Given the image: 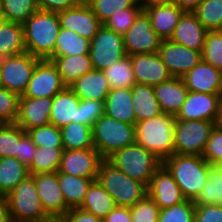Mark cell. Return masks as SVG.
<instances>
[{
	"label": "cell",
	"mask_w": 222,
	"mask_h": 222,
	"mask_svg": "<svg viewBox=\"0 0 222 222\" xmlns=\"http://www.w3.org/2000/svg\"><path fill=\"white\" fill-rule=\"evenodd\" d=\"M90 40L79 34L60 28L55 51L52 56H70L78 54H89Z\"/></svg>",
	"instance_id": "obj_35"
},
{
	"label": "cell",
	"mask_w": 222,
	"mask_h": 222,
	"mask_svg": "<svg viewBox=\"0 0 222 222\" xmlns=\"http://www.w3.org/2000/svg\"><path fill=\"white\" fill-rule=\"evenodd\" d=\"M115 207L113 197L95 180L89 187L80 208L104 219Z\"/></svg>",
	"instance_id": "obj_31"
},
{
	"label": "cell",
	"mask_w": 222,
	"mask_h": 222,
	"mask_svg": "<svg viewBox=\"0 0 222 222\" xmlns=\"http://www.w3.org/2000/svg\"><path fill=\"white\" fill-rule=\"evenodd\" d=\"M162 39L154 31L147 13L142 10L123 35L126 55L158 53Z\"/></svg>",
	"instance_id": "obj_11"
},
{
	"label": "cell",
	"mask_w": 222,
	"mask_h": 222,
	"mask_svg": "<svg viewBox=\"0 0 222 222\" xmlns=\"http://www.w3.org/2000/svg\"><path fill=\"white\" fill-rule=\"evenodd\" d=\"M131 222H158L160 208L147 194L143 199L130 207Z\"/></svg>",
	"instance_id": "obj_47"
},
{
	"label": "cell",
	"mask_w": 222,
	"mask_h": 222,
	"mask_svg": "<svg viewBox=\"0 0 222 222\" xmlns=\"http://www.w3.org/2000/svg\"><path fill=\"white\" fill-rule=\"evenodd\" d=\"M35 151L36 145L33 143L31 137L26 133L21 138L18 153L15 158L28 167L33 161Z\"/></svg>",
	"instance_id": "obj_52"
},
{
	"label": "cell",
	"mask_w": 222,
	"mask_h": 222,
	"mask_svg": "<svg viewBox=\"0 0 222 222\" xmlns=\"http://www.w3.org/2000/svg\"><path fill=\"white\" fill-rule=\"evenodd\" d=\"M58 222H103V219L82 208L69 209Z\"/></svg>",
	"instance_id": "obj_53"
},
{
	"label": "cell",
	"mask_w": 222,
	"mask_h": 222,
	"mask_svg": "<svg viewBox=\"0 0 222 222\" xmlns=\"http://www.w3.org/2000/svg\"><path fill=\"white\" fill-rule=\"evenodd\" d=\"M181 78L188 91L222 94V70L203 60Z\"/></svg>",
	"instance_id": "obj_20"
},
{
	"label": "cell",
	"mask_w": 222,
	"mask_h": 222,
	"mask_svg": "<svg viewBox=\"0 0 222 222\" xmlns=\"http://www.w3.org/2000/svg\"><path fill=\"white\" fill-rule=\"evenodd\" d=\"M13 222H54L45 212L30 175L6 195Z\"/></svg>",
	"instance_id": "obj_6"
},
{
	"label": "cell",
	"mask_w": 222,
	"mask_h": 222,
	"mask_svg": "<svg viewBox=\"0 0 222 222\" xmlns=\"http://www.w3.org/2000/svg\"><path fill=\"white\" fill-rule=\"evenodd\" d=\"M80 100H96L104 102L111 90L104 71L92 69L78 78L69 87Z\"/></svg>",
	"instance_id": "obj_24"
},
{
	"label": "cell",
	"mask_w": 222,
	"mask_h": 222,
	"mask_svg": "<svg viewBox=\"0 0 222 222\" xmlns=\"http://www.w3.org/2000/svg\"><path fill=\"white\" fill-rule=\"evenodd\" d=\"M48 60L56 66L66 87H70L78 78L93 69L90 54L51 56Z\"/></svg>",
	"instance_id": "obj_28"
},
{
	"label": "cell",
	"mask_w": 222,
	"mask_h": 222,
	"mask_svg": "<svg viewBox=\"0 0 222 222\" xmlns=\"http://www.w3.org/2000/svg\"><path fill=\"white\" fill-rule=\"evenodd\" d=\"M142 10V6L137 2L133 7L119 10L113 14L103 25L123 36L134 24L136 17Z\"/></svg>",
	"instance_id": "obj_41"
},
{
	"label": "cell",
	"mask_w": 222,
	"mask_h": 222,
	"mask_svg": "<svg viewBox=\"0 0 222 222\" xmlns=\"http://www.w3.org/2000/svg\"><path fill=\"white\" fill-rule=\"evenodd\" d=\"M193 13L207 31L222 30V0H203Z\"/></svg>",
	"instance_id": "obj_39"
},
{
	"label": "cell",
	"mask_w": 222,
	"mask_h": 222,
	"mask_svg": "<svg viewBox=\"0 0 222 222\" xmlns=\"http://www.w3.org/2000/svg\"><path fill=\"white\" fill-rule=\"evenodd\" d=\"M105 114L116 120L136 124L132 88H113L104 101Z\"/></svg>",
	"instance_id": "obj_27"
},
{
	"label": "cell",
	"mask_w": 222,
	"mask_h": 222,
	"mask_svg": "<svg viewBox=\"0 0 222 222\" xmlns=\"http://www.w3.org/2000/svg\"><path fill=\"white\" fill-rule=\"evenodd\" d=\"M194 222H222V206L217 204L195 205Z\"/></svg>",
	"instance_id": "obj_51"
},
{
	"label": "cell",
	"mask_w": 222,
	"mask_h": 222,
	"mask_svg": "<svg viewBox=\"0 0 222 222\" xmlns=\"http://www.w3.org/2000/svg\"><path fill=\"white\" fill-rule=\"evenodd\" d=\"M107 160L147 187L156 170L162 165V161L154 153L137 143L116 150Z\"/></svg>",
	"instance_id": "obj_5"
},
{
	"label": "cell",
	"mask_w": 222,
	"mask_h": 222,
	"mask_svg": "<svg viewBox=\"0 0 222 222\" xmlns=\"http://www.w3.org/2000/svg\"><path fill=\"white\" fill-rule=\"evenodd\" d=\"M113 197L116 206L133 207L147 194V186L117 169L107 159L99 167L97 179Z\"/></svg>",
	"instance_id": "obj_4"
},
{
	"label": "cell",
	"mask_w": 222,
	"mask_h": 222,
	"mask_svg": "<svg viewBox=\"0 0 222 222\" xmlns=\"http://www.w3.org/2000/svg\"><path fill=\"white\" fill-rule=\"evenodd\" d=\"M144 11L149 16L154 31L162 40H169L172 37L176 25L185 13L176 4L153 6Z\"/></svg>",
	"instance_id": "obj_26"
},
{
	"label": "cell",
	"mask_w": 222,
	"mask_h": 222,
	"mask_svg": "<svg viewBox=\"0 0 222 222\" xmlns=\"http://www.w3.org/2000/svg\"><path fill=\"white\" fill-rule=\"evenodd\" d=\"M78 4H88L91 0H75Z\"/></svg>",
	"instance_id": "obj_63"
},
{
	"label": "cell",
	"mask_w": 222,
	"mask_h": 222,
	"mask_svg": "<svg viewBox=\"0 0 222 222\" xmlns=\"http://www.w3.org/2000/svg\"><path fill=\"white\" fill-rule=\"evenodd\" d=\"M39 10L58 13L78 5L75 0H36Z\"/></svg>",
	"instance_id": "obj_54"
},
{
	"label": "cell",
	"mask_w": 222,
	"mask_h": 222,
	"mask_svg": "<svg viewBox=\"0 0 222 222\" xmlns=\"http://www.w3.org/2000/svg\"><path fill=\"white\" fill-rule=\"evenodd\" d=\"M94 148L107 159L116 150L136 143L135 125L116 120L106 114L92 127Z\"/></svg>",
	"instance_id": "obj_7"
},
{
	"label": "cell",
	"mask_w": 222,
	"mask_h": 222,
	"mask_svg": "<svg viewBox=\"0 0 222 222\" xmlns=\"http://www.w3.org/2000/svg\"><path fill=\"white\" fill-rule=\"evenodd\" d=\"M0 7L6 21L21 24L38 10L36 0H0Z\"/></svg>",
	"instance_id": "obj_38"
},
{
	"label": "cell",
	"mask_w": 222,
	"mask_h": 222,
	"mask_svg": "<svg viewBox=\"0 0 222 222\" xmlns=\"http://www.w3.org/2000/svg\"><path fill=\"white\" fill-rule=\"evenodd\" d=\"M103 71L111 89L132 88L136 84L129 55H125L123 58Z\"/></svg>",
	"instance_id": "obj_37"
},
{
	"label": "cell",
	"mask_w": 222,
	"mask_h": 222,
	"mask_svg": "<svg viewBox=\"0 0 222 222\" xmlns=\"http://www.w3.org/2000/svg\"><path fill=\"white\" fill-rule=\"evenodd\" d=\"M175 123V116L167 113L136 122V143L163 161L174 154Z\"/></svg>",
	"instance_id": "obj_3"
},
{
	"label": "cell",
	"mask_w": 222,
	"mask_h": 222,
	"mask_svg": "<svg viewBox=\"0 0 222 222\" xmlns=\"http://www.w3.org/2000/svg\"><path fill=\"white\" fill-rule=\"evenodd\" d=\"M2 58H0V86H2Z\"/></svg>",
	"instance_id": "obj_62"
},
{
	"label": "cell",
	"mask_w": 222,
	"mask_h": 222,
	"mask_svg": "<svg viewBox=\"0 0 222 222\" xmlns=\"http://www.w3.org/2000/svg\"><path fill=\"white\" fill-rule=\"evenodd\" d=\"M202 157L212 166L222 160V128L215 125L211 130Z\"/></svg>",
	"instance_id": "obj_50"
},
{
	"label": "cell",
	"mask_w": 222,
	"mask_h": 222,
	"mask_svg": "<svg viewBox=\"0 0 222 222\" xmlns=\"http://www.w3.org/2000/svg\"><path fill=\"white\" fill-rule=\"evenodd\" d=\"M153 89L162 112L173 116L177 115L189 92L181 77H172Z\"/></svg>",
	"instance_id": "obj_23"
},
{
	"label": "cell",
	"mask_w": 222,
	"mask_h": 222,
	"mask_svg": "<svg viewBox=\"0 0 222 222\" xmlns=\"http://www.w3.org/2000/svg\"><path fill=\"white\" fill-rule=\"evenodd\" d=\"M19 97L17 93L0 86V124L16 122Z\"/></svg>",
	"instance_id": "obj_48"
},
{
	"label": "cell",
	"mask_w": 222,
	"mask_h": 222,
	"mask_svg": "<svg viewBox=\"0 0 222 222\" xmlns=\"http://www.w3.org/2000/svg\"><path fill=\"white\" fill-rule=\"evenodd\" d=\"M34 178L37 193L45 212L58 221L66 213V203L59 187L57 173H39Z\"/></svg>",
	"instance_id": "obj_16"
},
{
	"label": "cell",
	"mask_w": 222,
	"mask_h": 222,
	"mask_svg": "<svg viewBox=\"0 0 222 222\" xmlns=\"http://www.w3.org/2000/svg\"><path fill=\"white\" fill-rule=\"evenodd\" d=\"M105 114L104 102L96 100H80L78 123L93 127L95 121Z\"/></svg>",
	"instance_id": "obj_49"
},
{
	"label": "cell",
	"mask_w": 222,
	"mask_h": 222,
	"mask_svg": "<svg viewBox=\"0 0 222 222\" xmlns=\"http://www.w3.org/2000/svg\"><path fill=\"white\" fill-rule=\"evenodd\" d=\"M214 170L222 176V160L214 165Z\"/></svg>",
	"instance_id": "obj_60"
},
{
	"label": "cell",
	"mask_w": 222,
	"mask_h": 222,
	"mask_svg": "<svg viewBox=\"0 0 222 222\" xmlns=\"http://www.w3.org/2000/svg\"><path fill=\"white\" fill-rule=\"evenodd\" d=\"M181 189L186 200L195 201L212 173L210 165L200 155L173 154L162 161Z\"/></svg>",
	"instance_id": "obj_1"
},
{
	"label": "cell",
	"mask_w": 222,
	"mask_h": 222,
	"mask_svg": "<svg viewBox=\"0 0 222 222\" xmlns=\"http://www.w3.org/2000/svg\"><path fill=\"white\" fill-rule=\"evenodd\" d=\"M222 94L189 91L176 120H209L216 123Z\"/></svg>",
	"instance_id": "obj_15"
},
{
	"label": "cell",
	"mask_w": 222,
	"mask_h": 222,
	"mask_svg": "<svg viewBox=\"0 0 222 222\" xmlns=\"http://www.w3.org/2000/svg\"><path fill=\"white\" fill-rule=\"evenodd\" d=\"M195 205L217 204L222 206V176L214 169L202 187Z\"/></svg>",
	"instance_id": "obj_44"
},
{
	"label": "cell",
	"mask_w": 222,
	"mask_h": 222,
	"mask_svg": "<svg viewBox=\"0 0 222 222\" xmlns=\"http://www.w3.org/2000/svg\"><path fill=\"white\" fill-rule=\"evenodd\" d=\"M6 22V18L2 15V13H0V28L2 27V25Z\"/></svg>",
	"instance_id": "obj_61"
},
{
	"label": "cell",
	"mask_w": 222,
	"mask_h": 222,
	"mask_svg": "<svg viewBox=\"0 0 222 222\" xmlns=\"http://www.w3.org/2000/svg\"><path fill=\"white\" fill-rule=\"evenodd\" d=\"M130 60L138 84L154 87L173 77L158 53L130 55Z\"/></svg>",
	"instance_id": "obj_18"
},
{
	"label": "cell",
	"mask_w": 222,
	"mask_h": 222,
	"mask_svg": "<svg viewBox=\"0 0 222 222\" xmlns=\"http://www.w3.org/2000/svg\"><path fill=\"white\" fill-rule=\"evenodd\" d=\"M104 158L95 148L64 150L58 171L83 178H97Z\"/></svg>",
	"instance_id": "obj_14"
},
{
	"label": "cell",
	"mask_w": 222,
	"mask_h": 222,
	"mask_svg": "<svg viewBox=\"0 0 222 222\" xmlns=\"http://www.w3.org/2000/svg\"><path fill=\"white\" fill-rule=\"evenodd\" d=\"M23 27L26 52L41 60L49 59L54 54L61 28L58 14L38 9L23 23Z\"/></svg>",
	"instance_id": "obj_2"
},
{
	"label": "cell",
	"mask_w": 222,
	"mask_h": 222,
	"mask_svg": "<svg viewBox=\"0 0 222 222\" xmlns=\"http://www.w3.org/2000/svg\"><path fill=\"white\" fill-rule=\"evenodd\" d=\"M27 134L36 147L64 148L61 130L52 124L32 128Z\"/></svg>",
	"instance_id": "obj_42"
},
{
	"label": "cell",
	"mask_w": 222,
	"mask_h": 222,
	"mask_svg": "<svg viewBox=\"0 0 222 222\" xmlns=\"http://www.w3.org/2000/svg\"><path fill=\"white\" fill-rule=\"evenodd\" d=\"M103 222H131L130 207L116 206Z\"/></svg>",
	"instance_id": "obj_55"
},
{
	"label": "cell",
	"mask_w": 222,
	"mask_h": 222,
	"mask_svg": "<svg viewBox=\"0 0 222 222\" xmlns=\"http://www.w3.org/2000/svg\"><path fill=\"white\" fill-rule=\"evenodd\" d=\"M57 173L59 187L66 203V212L69 209L80 208L89 187L97 178H83L67 173Z\"/></svg>",
	"instance_id": "obj_29"
},
{
	"label": "cell",
	"mask_w": 222,
	"mask_h": 222,
	"mask_svg": "<svg viewBox=\"0 0 222 222\" xmlns=\"http://www.w3.org/2000/svg\"><path fill=\"white\" fill-rule=\"evenodd\" d=\"M64 148L36 147L35 156L28 166L29 175L57 172Z\"/></svg>",
	"instance_id": "obj_36"
},
{
	"label": "cell",
	"mask_w": 222,
	"mask_h": 222,
	"mask_svg": "<svg viewBox=\"0 0 222 222\" xmlns=\"http://www.w3.org/2000/svg\"><path fill=\"white\" fill-rule=\"evenodd\" d=\"M216 126L219 128H222V97L219 103V113H218V118L216 121Z\"/></svg>",
	"instance_id": "obj_59"
},
{
	"label": "cell",
	"mask_w": 222,
	"mask_h": 222,
	"mask_svg": "<svg viewBox=\"0 0 222 222\" xmlns=\"http://www.w3.org/2000/svg\"><path fill=\"white\" fill-rule=\"evenodd\" d=\"M158 55L173 77H183L202 60V52L162 40Z\"/></svg>",
	"instance_id": "obj_13"
},
{
	"label": "cell",
	"mask_w": 222,
	"mask_h": 222,
	"mask_svg": "<svg viewBox=\"0 0 222 222\" xmlns=\"http://www.w3.org/2000/svg\"><path fill=\"white\" fill-rule=\"evenodd\" d=\"M28 176V167L15 157L0 158V195L6 196Z\"/></svg>",
	"instance_id": "obj_33"
},
{
	"label": "cell",
	"mask_w": 222,
	"mask_h": 222,
	"mask_svg": "<svg viewBox=\"0 0 222 222\" xmlns=\"http://www.w3.org/2000/svg\"><path fill=\"white\" fill-rule=\"evenodd\" d=\"M215 125L209 120H176L174 153L202 156Z\"/></svg>",
	"instance_id": "obj_8"
},
{
	"label": "cell",
	"mask_w": 222,
	"mask_h": 222,
	"mask_svg": "<svg viewBox=\"0 0 222 222\" xmlns=\"http://www.w3.org/2000/svg\"><path fill=\"white\" fill-rule=\"evenodd\" d=\"M57 14L61 28L73 31L90 41L102 26L88 4H78Z\"/></svg>",
	"instance_id": "obj_17"
},
{
	"label": "cell",
	"mask_w": 222,
	"mask_h": 222,
	"mask_svg": "<svg viewBox=\"0 0 222 222\" xmlns=\"http://www.w3.org/2000/svg\"><path fill=\"white\" fill-rule=\"evenodd\" d=\"M0 222H13L5 195H0Z\"/></svg>",
	"instance_id": "obj_56"
},
{
	"label": "cell",
	"mask_w": 222,
	"mask_h": 222,
	"mask_svg": "<svg viewBox=\"0 0 222 222\" xmlns=\"http://www.w3.org/2000/svg\"><path fill=\"white\" fill-rule=\"evenodd\" d=\"M203 0H174L180 9L185 12H193Z\"/></svg>",
	"instance_id": "obj_57"
},
{
	"label": "cell",
	"mask_w": 222,
	"mask_h": 222,
	"mask_svg": "<svg viewBox=\"0 0 222 222\" xmlns=\"http://www.w3.org/2000/svg\"><path fill=\"white\" fill-rule=\"evenodd\" d=\"M26 133L16 123L0 124V158L16 157L21 138Z\"/></svg>",
	"instance_id": "obj_40"
},
{
	"label": "cell",
	"mask_w": 222,
	"mask_h": 222,
	"mask_svg": "<svg viewBox=\"0 0 222 222\" xmlns=\"http://www.w3.org/2000/svg\"><path fill=\"white\" fill-rule=\"evenodd\" d=\"M24 52L26 48L23 24L6 21L0 28V58Z\"/></svg>",
	"instance_id": "obj_32"
},
{
	"label": "cell",
	"mask_w": 222,
	"mask_h": 222,
	"mask_svg": "<svg viewBox=\"0 0 222 222\" xmlns=\"http://www.w3.org/2000/svg\"><path fill=\"white\" fill-rule=\"evenodd\" d=\"M52 98L19 97L16 124L24 131L50 124Z\"/></svg>",
	"instance_id": "obj_21"
},
{
	"label": "cell",
	"mask_w": 222,
	"mask_h": 222,
	"mask_svg": "<svg viewBox=\"0 0 222 222\" xmlns=\"http://www.w3.org/2000/svg\"><path fill=\"white\" fill-rule=\"evenodd\" d=\"M207 30L193 12H185L175 27L170 40L202 52Z\"/></svg>",
	"instance_id": "obj_22"
},
{
	"label": "cell",
	"mask_w": 222,
	"mask_h": 222,
	"mask_svg": "<svg viewBox=\"0 0 222 222\" xmlns=\"http://www.w3.org/2000/svg\"><path fill=\"white\" fill-rule=\"evenodd\" d=\"M65 88L66 86L53 62L43 59L36 64L27 88L20 97L53 98Z\"/></svg>",
	"instance_id": "obj_12"
},
{
	"label": "cell",
	"mask_w": 222,
	"mask_h": 222,
	"mask_svg": "<svg viewBox=\"0 0 222 222\" xmlns=\"http://www.w3.org/2000/svg\"><path fill=\"white\" fill-rule=\"evenodd\" d=\"M147 192L160 209L171 207L186 200L173 176L163 164L151 178Z\"/></svg>",
	"instance_id": "obj_19"
},
{
	"label": "cell",
	"mask_w": 222,
	"mask_h": 222,
	"mask_svg": "<svg viewBox=\"0 0 222 222\" xmlns=\"http://www.w3.org/2000/svg\"><path fill=\"white\" fill-rule=\"evenodd\" d=\"M89 54L93 69H107L126 55L123 36L102 24L90 41Z\"/></svg>",
	"instance_id": "obj_9"
},
{
	"label": "cell",
	"mask_w": 222,
	"mask_h": 222,
	"mask_svg": "<svg viewBox=\"0 0 222 222\" xmlns=\"http://www.w3.org/2000/svg\"><path fill=\"white\" fill-rule=\"evenodd\" d=\"M202 60L222 70V30L207 31Z\"/></svg>",
	"instance_id": "obj_43"
},
{
	"label": "cell",
	"mask_w": 222,
	"mask_h": 222,
	"mask_svg": "<svg viewBox=\"0 0 222 222\" xmlns=\"http://www.w3.org/2000/svg\"><path fill=\"white\" fill-rule=\"evenodd\" d=\"M132 100L136 122H141L163 113L152 86L136 83L132 87Z\"/></svg>",
	"instance_id": "obj_30"
},
{
	"label": "cell",
	"mask_w": 222,
	"mask_h": 222,
	"mask_svg": "<svg viewBox=\"0 0 222 222\" xmlns=\"http://www.w3.org/2000/svg\"><path fill=\"white\" fill-rule=\"evenodd\" d=\"M40 60L28 52L2 58V86L23 95Z\"/></svg>",
	"instance_id": "obj_10"
},
{
	"label": "cell",
	"mask_w": 222,
	"mask_h": 222,
	"mask_svg": "<svg viewBox=\"0 0 222 222\" xmlns=\"http://www.w3.org/2000/svg\"><path fill=\"white\" fill-rule=\"evenodd\" d=\"M60 130L64 150L94 148L92 127L72 122Z\"/></svg>",
	"instance_id": "obj_34"
},
{
	"label": "cell",
	"mask_w": 222,
	"mask_h": 222,
	"mask_svg": "<svg viewBox=\"0 0 222 222\" xmlns=\"http://www.w3.org/2000/svg\"><path fill=\"white\" fill-rule=\"evenodd\" d=\"M194 201L185 200L179 204L160 209L158 222H194Z\"/></svg>",
	"instance_id": "obj_45"
},
{
	"label": "cell",
	"mask_w": 222,
	"mask_h": 222,
	"mask_svg": "<svg viewBox=\"0 0 222 222\" xmlns=\"http://www.w3.org/2000/svg\"><path fill=\"white\" fill-rule=\"evenodd\" d=\"M138 3L144 10L153 6L171 5L174 4V0H138Z\"/></svg>",
	"instance_id": "obj_58"
},
{
	"label": "cell",
	"mask_w": 222,
	"mask_h": 222,
	"mask_svg": "<svg viewBox=\"0 0 222 222\" xmlns=\"http://www.w3.org/2000/svg\"><path fill=\"white\" fill-rule=\"evenodd\" d=\"M138 0H91L88 5L103 24L119 10L133 7Z\"/></svg>",
	"instance_id": "obj_46"
},
{
	"label": "cell",
	"mask_w": 222,
	"mask_h": 222,
	"mask_svg": "<svg viewBox=\"0 0 222 222\" xmlns=\"http://www.w3.org/2000/svg\"><path fill=\"white\" fill-rule=\"evenodd\" d=\"M80 98L66 87L52 98L50 124L61 129L74 122L78 123Z\"/></svg>",
	"instance_id": "obj_25"
}]
</instances>
